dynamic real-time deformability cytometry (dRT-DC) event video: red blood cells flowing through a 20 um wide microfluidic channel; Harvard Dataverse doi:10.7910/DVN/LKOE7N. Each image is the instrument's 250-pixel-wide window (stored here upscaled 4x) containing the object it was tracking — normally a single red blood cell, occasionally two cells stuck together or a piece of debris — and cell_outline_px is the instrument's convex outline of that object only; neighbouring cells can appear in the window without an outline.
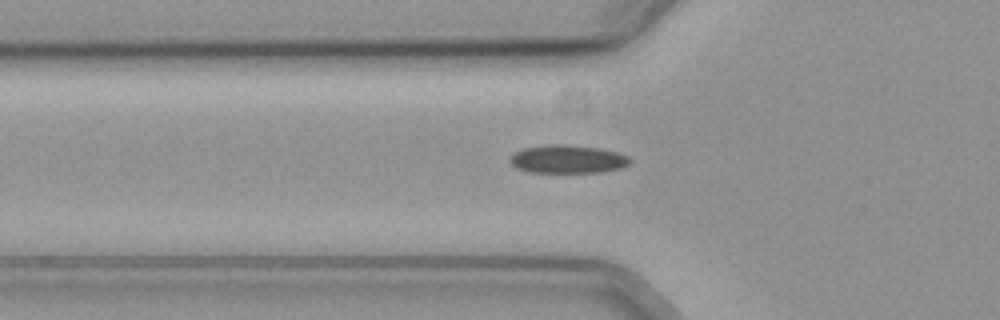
{"species": "common noctule bat (a hibernating species)", "species_latin": "Nyctalus noctula", "temperature_condition": "cold", "stored_images_in_passage": 42, "camera_frame_rate_fps": 3000, "um_per_image_px": 0.085, "animal": {"sex": "female", "body_mass_g": 19.3, "forearm_length_mm": 54.1}, "frame": {"image": 1, "passage_image": 4, "time_ms": 1.0, "image_size_px": [1000, 320], "cell_outline_px": [[632, 160], [628, 164], [620, 168], [600, 172], [528, 172], [516, 168], [508, 160], [516, 152], [524, 148], [552, 144], [564, 144], [600, 148], [616, 152], [628, 156]], "centroid_in_image_um": [48.25, 13.53], "position_along_channel_um": 77.6, "area_um2": 19.59}}
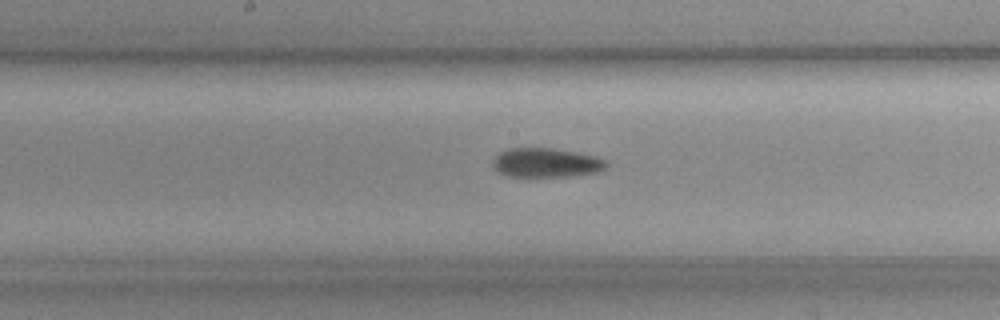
{"frame": {"image": 2, "passage_image": 14, "time_ms": 4.333, "image_size_px": [1000, 320], "cell_outline_px": [[608, 168], [600, 172], [572, 176], [528, 180], [504, 176], [496, 172], [492, 168], [492, 160], [500, 152], [508, 148], [552, 148], [580, 152], [596, 156], [608, 160]], "centroid_in_image_um": [46.4, 13.89], "position_along_channel_um": 201.8, "area_um2": 20.87}}
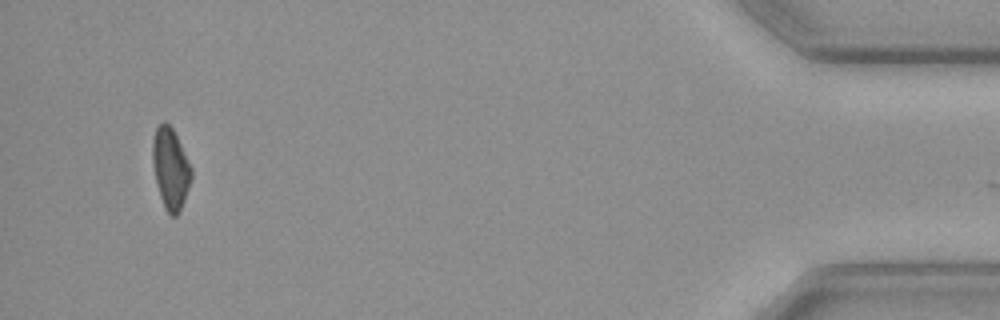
{"frame": {"image": 3, "passage_image": 38, "time_ms": 12.333, "image_size_px": [1000, 320], "cell_outline_px": [[192, 176], [184, 200], [176, 216], [172, 216], [164, 208], [156, 184], [152, 164], [152, 140], [156, 128], [164, 120], [172, 128], [192, 168]], "centroid_in_image_um": [14.47, 14.31], "position_along_channel_um": 420.7, "area_um2": 18.15}}